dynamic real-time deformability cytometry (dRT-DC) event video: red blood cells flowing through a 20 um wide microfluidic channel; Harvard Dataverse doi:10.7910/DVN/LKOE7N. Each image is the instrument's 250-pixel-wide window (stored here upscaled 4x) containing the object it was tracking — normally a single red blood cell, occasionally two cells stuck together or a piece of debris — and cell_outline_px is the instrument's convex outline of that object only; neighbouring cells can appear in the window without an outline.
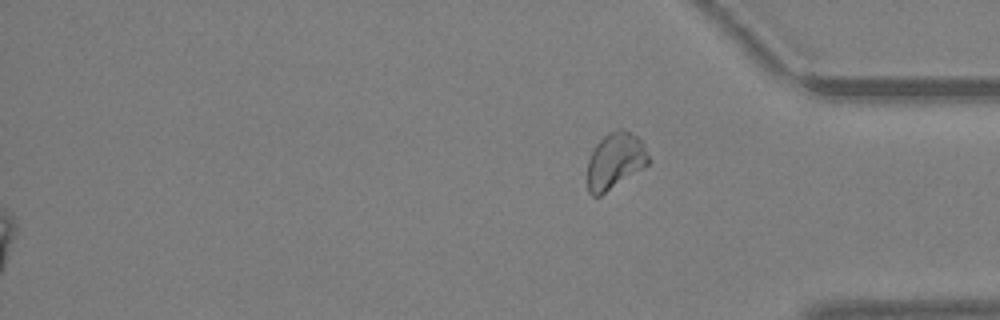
{"species": "Egyptian fruit bat (a non-hibernating species)", "species_latin": "Rousettus aegyptiacus", "temperature_condition": "warm", "stored_images_in_passage": 34, "segment_of_instrument_passage": [2, 2], "camera_frame_rate_fps": 3000, "um_per_image_px": 0.085, "animal": {"sex": "female"}, "frame": {"image": 1, "passage_image": 34, "time_ms": 11.0, "image_size_px": [1000, 320], "cell_outline_px": [[648, 164], [600, 196], [592, 196], [588, 192], [588, 160], [596, 144], [608, 132], [620, 128], [632, 132], [644, 144], [648, 156]], "centroid_in_image_um": [52.27, 13.66], "position_along_channel_um": 382.9, "area_um2": 19.77}}